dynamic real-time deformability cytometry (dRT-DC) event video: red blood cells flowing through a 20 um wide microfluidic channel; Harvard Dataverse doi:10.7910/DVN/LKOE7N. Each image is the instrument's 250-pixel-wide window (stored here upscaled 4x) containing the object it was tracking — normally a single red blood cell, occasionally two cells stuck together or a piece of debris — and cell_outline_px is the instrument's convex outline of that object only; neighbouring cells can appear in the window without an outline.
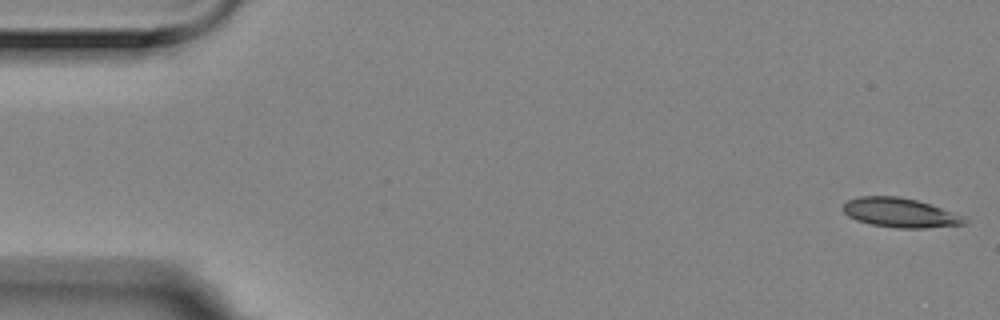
{"species": "Egyptian fruit bat (a non-hibernating species)", "species_latin": "Rousettus aegyptiacus", "temperature_condition": "room temperature", "stored_images_in_passage": 3, "camera_frame_rate_fps": 3000, "um_per_image_px": 0.085, "animal": {"sex": "female"}, "frame": {"image": 1, "passage_image": 1, "time_ms": 0.0, "image_size_px": [1000, 320], "cell_outline_px": [[968, 220], [964, 224], [924, 228], [896, 228], [872, 224], [856, 220], [848, 216], [840, 208], [848, 200], [856, 196], [900, 196], [916, 200], [968, 216]], "centroid_in_image_um": [76.52, 18.07], "position_along_channel_um": 8.5, "area_um2": 20.98}}